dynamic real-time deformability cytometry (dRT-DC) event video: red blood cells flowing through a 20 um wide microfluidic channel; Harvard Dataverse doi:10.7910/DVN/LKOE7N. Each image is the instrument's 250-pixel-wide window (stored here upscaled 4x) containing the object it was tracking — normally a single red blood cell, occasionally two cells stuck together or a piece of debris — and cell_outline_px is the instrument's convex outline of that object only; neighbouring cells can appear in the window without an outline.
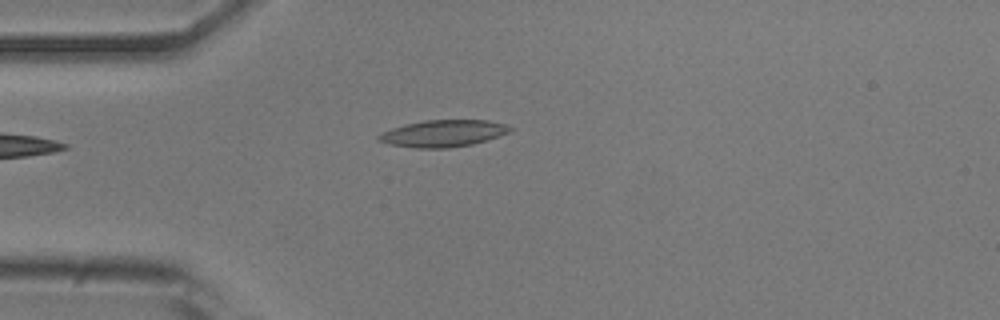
{"species": "common noctule bat (a hibernating species)", "species_latin": "Nyctalus noctula", "temperature_condition": "room temperature", "stored_images_in_passage": 29, "camera_frame_rate_fps": 3000, "um_per_image_px": 0.085, "animal": {"sex": "male", "body_mass_g": 20.5, "forearm_length_mm": 52.5}, "frame": {"image": 1, "passage_image": 1, "time_ms": 0.0, "image_size_px": [1000, 320], "cell_outline_px": [[516, 128], [512, 132], [472, 144], [448, 148], [416, 148], [388, 144], [376, 140], [376, 136], [392, 128], [404, 124], [424, 120], [488, 120], [508, 124]], "centroid_in_image_um": [37.71, 11.33], "position_along_channel_um": 47.3, "area_um2": 20.81}}
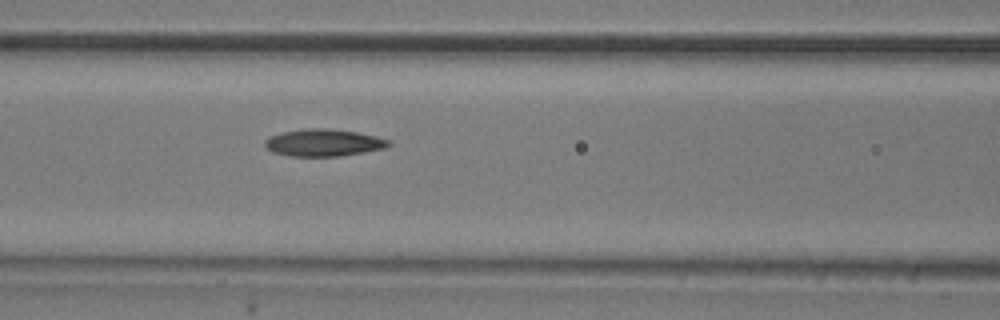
{"frame": {"image": 2, "passage_image": 9, "time_ms": 2.667, "image_size_px": [1000, 320], "cell_outline_px": [[392, 144], [384, 148], [364, 152], [340, 156], [292, 156], [272, 152], [264, 144], [264, 140], [268, 136], [284, 132], [308, 128], [328, 128], [356, 132], [376, 136], [392, 140]], "centroid_in_image_um": [27.52, 12.12], "position_along_channel_um": 139.1, "area_um2": 19.59}}
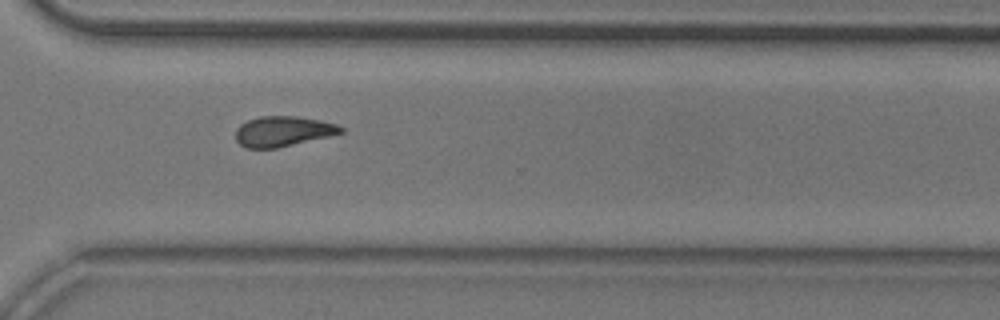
{"frame": {"image": 3, "passage_image": 25, "time_ms": 8.0, "image_size_px": [1000, 320], "cell_outline_px": [[344, 132], [328, 136], [276, 148], [244, 148], [236, 140], [236, 128], [240, 124], [248, 120], [260, 116], [296, 116], [320, 120], [336, 124], [344, 128]], "centroid_in_image_um": [24.02, 11.15], "position_along_channel_um": 346.6, "area_um2": 18.44}, "authors_computed_cell_mechanics": {"area_um2": 18.9584, "velocity_mm_per_s": 3.9015, "shape_relaxation_time_tau1_ms": null, "shape_relaxation_time_tau2_ms": 7.6464, "deformation_change_tau1": null, "deformation_change_tau2": 0.1536}}